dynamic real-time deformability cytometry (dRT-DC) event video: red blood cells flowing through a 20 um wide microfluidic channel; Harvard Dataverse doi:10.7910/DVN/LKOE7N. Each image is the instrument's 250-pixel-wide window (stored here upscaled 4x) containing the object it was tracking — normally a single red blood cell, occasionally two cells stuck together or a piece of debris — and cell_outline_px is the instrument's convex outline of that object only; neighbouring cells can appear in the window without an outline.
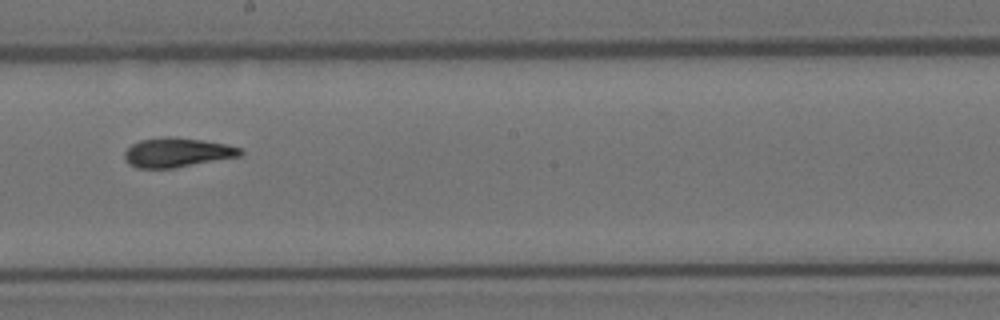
{"species": "Egyptian fruit bat (a non-hibernating species)", "species_latin": "Rousettus aegyptiacus", "temperature_condition": "room temperature", "stored_images_in_passage": 15, "camera_frame_rate_fps": 3000, "um_per_image_px": 0.085, "animal": {"sex": "female"}, "frame": {"image": 1, "passage_image": 9, "time_ms": 10.0, "image_size_px": [1000, 320], "cell_outline_px": [[244, 152], [240, 156], [176, 168], [136, 168], [128, 164], [124, 156], [124, 152], [132, 144], [140, 140], [168, 136], [200, 140], [224, 144], [240, 148]], "centroid_in_image_um": [15.02, 12.97], "position_along_channel_um": 233.2, "area_um2": 19.71}}
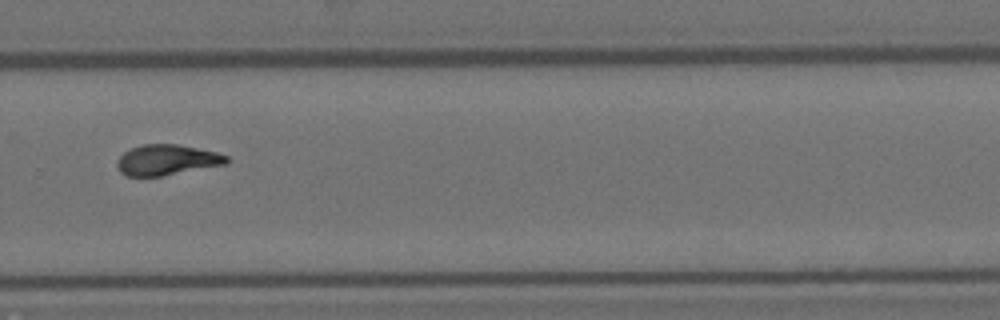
{"frame": {"image": 2, "passage_image": 11, "time_ms": 12.333, "image_size_px": [1000, 320], "cell_outline_px": [[228, 164], [160, 176], [128, 176], [120, 172], [116, 164], [116, 160], [124, 152], [132, 148], [144, 144], [176, 144], [216, 152], [228, 156]], "centroid_in_image_um": [14.18, 13.6], "position_along_channel_um": 315.6, "area_um2": 19.36}}
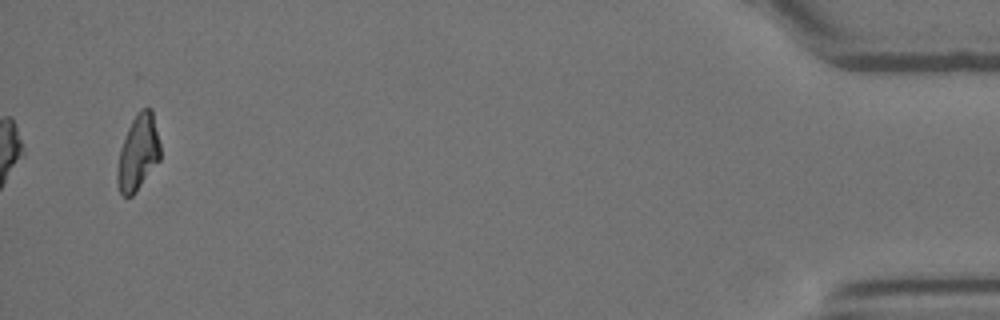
{"frame": {"image": 3, "passage_image": 15, "time_ms": 17.667, "image_size_px": [1000, 320], "cell_outline_px": [[160, 160], [132, 196], [120, 196], [116, 180], [116, 172], [120, 148], [128, 128], [132, 120], [140, 108], [152, 108], [160, 144]], "centroid_in_image_um": [11.72, 12.98], "position_along_channel_um": 423.5, "area_um2": 19.02}, "authors_computed_cell_mechanics": {"area_um2": 19.363, "velocity_mm_per_s": 3.5552, "shape_relaxation_time_tau1_ms": 1.9264, "shape_relaxation_time_tau2_ms": 8.8694, "deformation_change_tau1": 0.0776, "deformation_change_tau2": 0.1702}}